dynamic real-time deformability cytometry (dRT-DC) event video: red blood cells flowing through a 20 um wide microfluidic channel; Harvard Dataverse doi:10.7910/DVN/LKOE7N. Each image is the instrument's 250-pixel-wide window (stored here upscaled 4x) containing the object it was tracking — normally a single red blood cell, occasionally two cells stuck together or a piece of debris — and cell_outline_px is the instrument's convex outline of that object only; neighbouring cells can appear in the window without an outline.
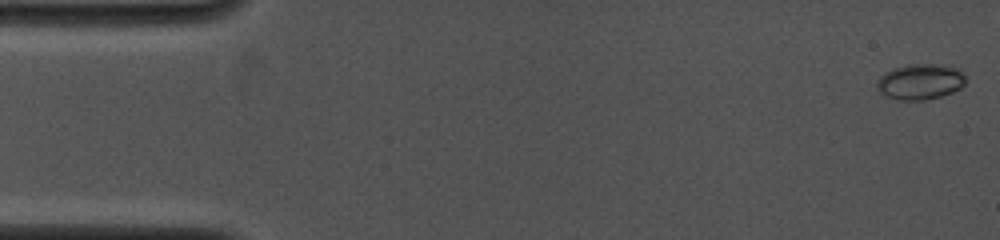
{"species": "common noctule bat (a hibernating species)", "species_latin": "Nyctalus noctula", "temperature_condition": "cold", "stored_images_in_passage": 12, "camera_frame_rate_fps": 4000, "um_per_image_px": 0.085, "animal": {"sex": "female", "body_mass_g": 19.0, "forearm_length_mm": 53.3}, "frame": {"image": 1, "passage_image": 1, "time_ms": 0.0, "image_size_px": [1000, 240], "cell_outline_px": [[964, 84], [960, 88], [952, 92], [940, 96], [924, 100], [896, 100], [880, 92], [876, 88], [876, 80], [884, 72], [892, 68], [912, 64], [948, 64], [960, 68], [964, 72]], "centroid_in_image_um": [78.22, 6.92], "position_along_channel_um": 6.8, "area_um2": 18.73}}
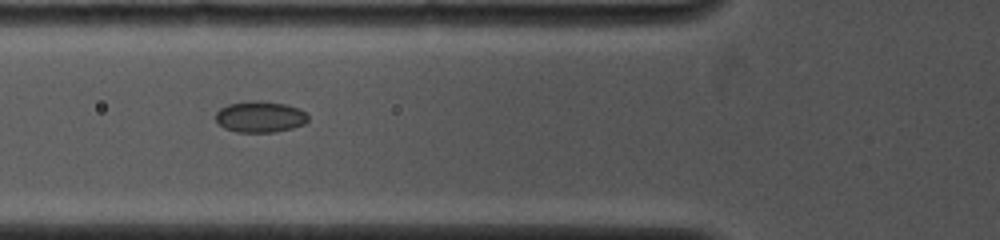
{"frame": {"image": 2, "passage_image": 8, "time_ms": 5.5, "image_size_px": [1000, 240], "cell_outline_px": [[308, 120], [304, 124], [292, 128], [276, 132], [236, 132], [224, 128], [216, 120], [216, 112], [220, 108], [228, 104], [248, 100], [260, 100], [284, 104], [300, 108], [308, 116]], "centroid_in_image_um": [22.1, 9.92], "position_along_channel_um": 103.7, "area_um2": 16.94}}
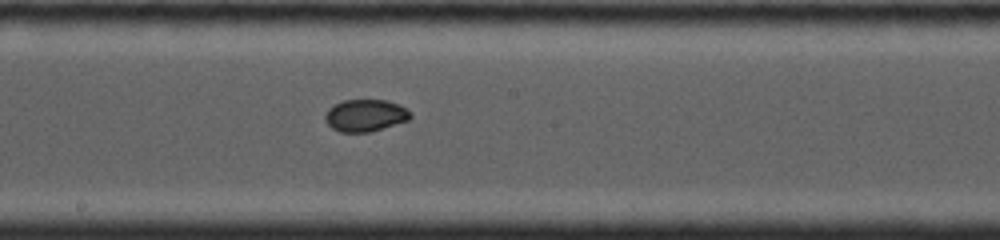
{"frame": {"image": 3, "passage_image": 12, "time_ms": 8.25, "image_size_px": [1000, 240], "cell_outline_px": [[412, 116], [408, 120], [368, 132], [340, 132], [332, 128], [324, 120], [324, 116], [328, 108], [344, 100], [388, 100], [400, 104], [408, 108], [412, 112]], "centroid_in_image_um": [31.07, 9.8], "position_along_channel_um": 217.1, "area_um2": 16.01}}